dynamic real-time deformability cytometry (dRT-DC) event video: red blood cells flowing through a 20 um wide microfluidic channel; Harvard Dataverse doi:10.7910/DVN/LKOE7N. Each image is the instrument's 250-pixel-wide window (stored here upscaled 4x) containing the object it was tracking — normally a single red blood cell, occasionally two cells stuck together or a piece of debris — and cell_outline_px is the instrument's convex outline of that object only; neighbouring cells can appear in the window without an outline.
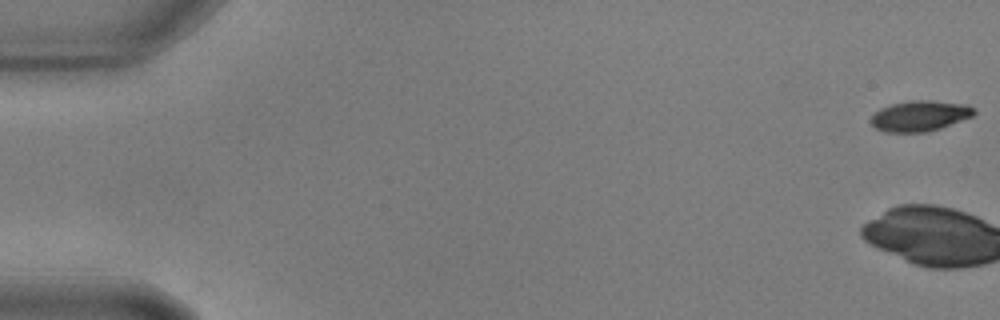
{"species": "common noctule bat (a hibernating species)", "species_latin": "Nyctalus noctula", "temperature_condition": "warm", "stored_images_in_passage": 59, "camera_frame_rate_fps": 3000, "um_per_image_px": 0.085, "animal": {"sex": "male", "body_mass_g": 17.9, "forearm_length_mm": 54.2}, "frame": {"image": 1, "passage_image": 1, "time_ms": 0.0, "image_size_px": [1000, 320], "cell_outline_px": [[976, 112], [972, 116], [940, 128], [928, 132], [884, 132], [876, 128], [868, 120], [880, 108], [892, 104], [908, 100], [932, 100], [968, 104], [976, 108]], "centroid_in_image_um": [78.2, 9.84], "position_along_channel_um": 6.8, "area_um2": 18.55}}